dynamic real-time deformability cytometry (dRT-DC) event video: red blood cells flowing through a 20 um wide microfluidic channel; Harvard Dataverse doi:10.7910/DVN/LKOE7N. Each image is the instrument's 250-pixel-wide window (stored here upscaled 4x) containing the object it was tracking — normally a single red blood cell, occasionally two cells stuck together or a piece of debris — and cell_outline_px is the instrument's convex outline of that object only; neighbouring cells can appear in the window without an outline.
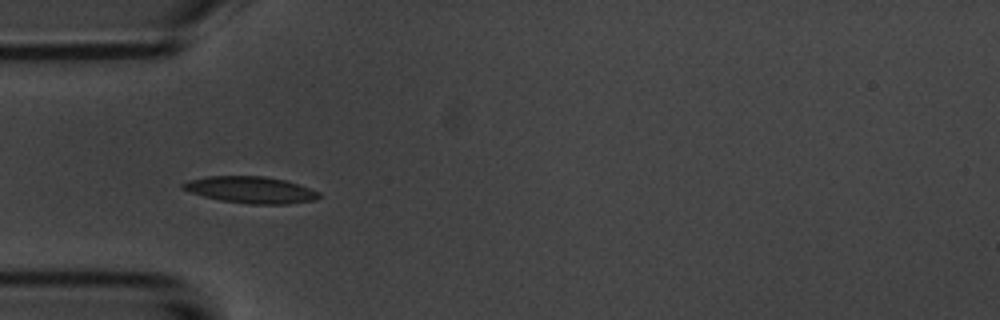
{"species": "common noctule bat (a hibernating species)", "species_latin": "Nyctalus noctula", "temperature_condition": "room temperature", "stored_images_in_passage": 4, "camera_frame_rate_fps": 3000, "um_per_image_px": 0.085, "animal": {"sex": "male", "body_mass_g": 20.1, "forearm_length_mm": 53.5}, "frame": {"image": 1, "passage_image": 3, "time_ms": 2.333, "image_size_px": [1000, 320], "cell_outline_px": [[320, 196], [316, 200], [288, 204], [248, 204], [220, 200], [204, 196], [180, 188], [180, 184], [188, 180], [208, 176], [264, 176], [284, 180], [320, 192]], "centroid_in_image_um": [21.29, 16.14], "position_along_channel_um": 63.7, "area_um2": 21.04}}
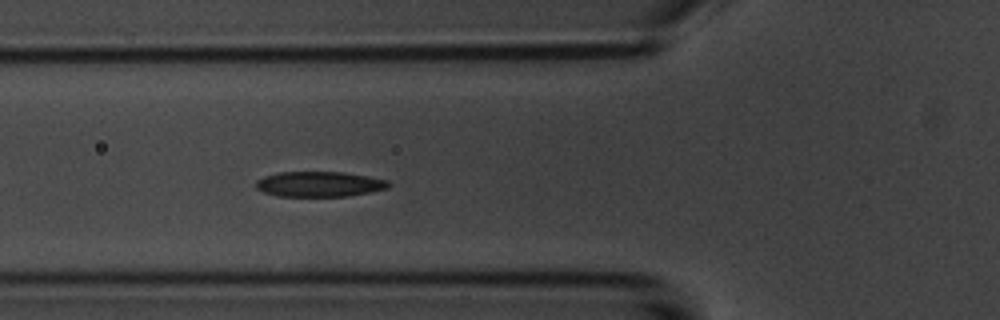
{"frame": {"image": 2, "passage_image": 4, "time_ms": 3.333, "image_size_px": [1000, 320], "cell_outline_px": [[392, 184], [388, 188], [348, 196], [276, 196], [264, 192], [256, 188], [256, 180], [264, 176], [276, 172], [344, 172], [368, 176], [388, 180]], "centroid_in_image_um": [27.14, 15.64], "position_along_channel_um": 98.7, "area_um2": 19.59}}